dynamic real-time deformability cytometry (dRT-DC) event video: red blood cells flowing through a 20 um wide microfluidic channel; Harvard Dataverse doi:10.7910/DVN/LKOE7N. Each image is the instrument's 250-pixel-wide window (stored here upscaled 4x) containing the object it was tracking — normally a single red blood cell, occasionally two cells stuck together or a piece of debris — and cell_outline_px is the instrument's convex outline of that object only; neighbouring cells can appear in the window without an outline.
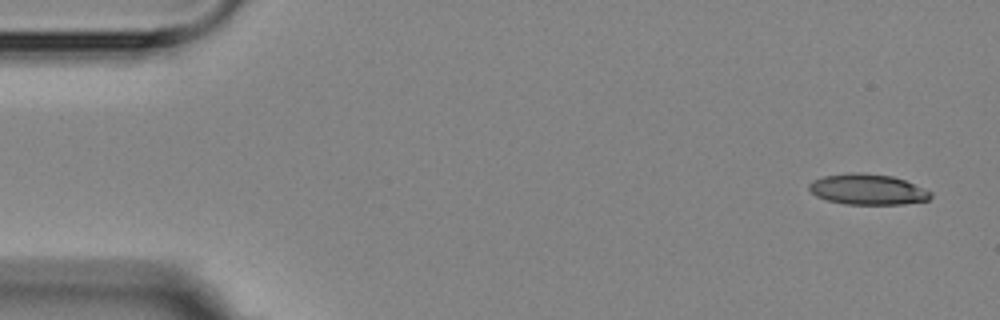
{"species": "Egyptian fruit bat (a non-hibernating species)", "species_latin": "Rousettus aegyptiacus", "temperature_condition": "room temperature", "stored_images_in_passage": 4, "camera_frame_rate_fps": 3000, "um_per_image_px": 0.085, "animal": {"sex": "female"}, "frame": {"image": 1, "passage_image": 1, "time_ms": 0.0, "image_size_px": [1000, 320], "cell_outline_px": [[932, 196], [928, 200], [904, 204], [844, 204], [828, 200], [816, 196], [808, 188], [808, 184], [812, 180], [824, 176], [856, 172], [892, 176], [904, 180], [932, 192]], "centroid_in_image_um": [73.74, 16.1], "position_along_channel_um": 11.3, "area_um2": 21.56}}
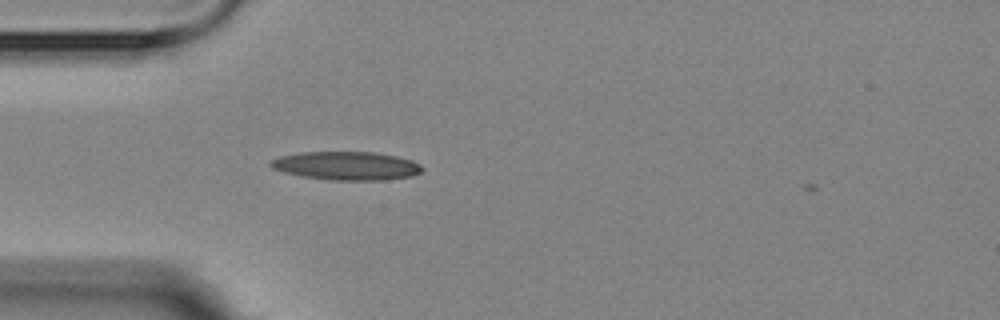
{"frame": {"image": 2, "passage_image": 4, "time_ms": 4.333, "image_size_px": [1000, 320], "cell_outline_px": [[424, 168], [420, 172], [412, 176], [384, 180], [332, 180], [304, 176], [284, 172], [272, 168], [268, 164], [272, 160], [280, 156], [300, 152], [372, 152], [396, 156], [412, 160], [420, 164]], "centroid_in_image_um": [29.47, 14.09], "position_along_channel_um": 55.5, "area_um2": 25.03}}